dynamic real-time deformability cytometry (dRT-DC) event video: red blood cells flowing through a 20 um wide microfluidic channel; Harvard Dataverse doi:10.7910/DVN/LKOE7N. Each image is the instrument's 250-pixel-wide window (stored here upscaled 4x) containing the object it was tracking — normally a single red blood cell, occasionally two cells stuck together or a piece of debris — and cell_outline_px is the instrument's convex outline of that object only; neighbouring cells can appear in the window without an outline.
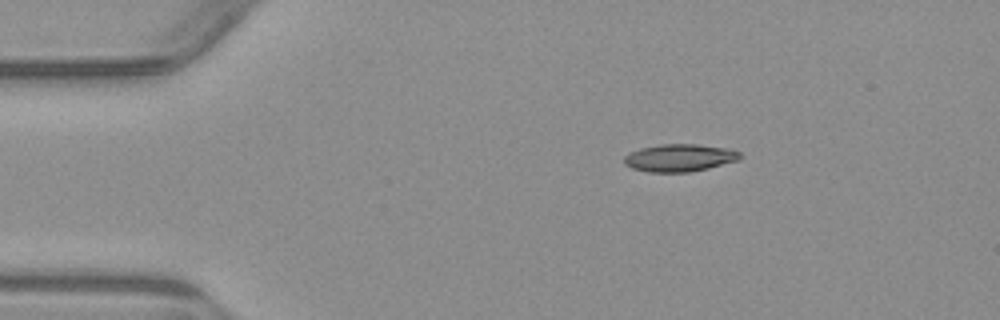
{"species": "common noctule bat (a hibernating species)", "species_latin": "Nyctalus noctula", "temperature_condition": "warm", "stored_images_in_passage": 4, "camera_frame_rate_fps": 3000, "um_per_image_px": 0.085, "animal": {"sex": "male", "body_mass_g": 23.1, "forearm_length_mm": 52.7}, "frame": {"image": 1, "passage_image": 1, "time_ms": 0.0, "image_size_px": [1000, 320], "cell_outline_px": [[744, 156], [740, 160], [708, 168], [688, 172], [648, 172], [632, 168], [624, 164], [624, 156], [640, 148], [660, 144], [696, 144], [732, 148], [740, 152]], "centroid_in_image_um": [57.82, 13.41], "position_along_channel_um": 27.2, "area_um2": 18.79}}
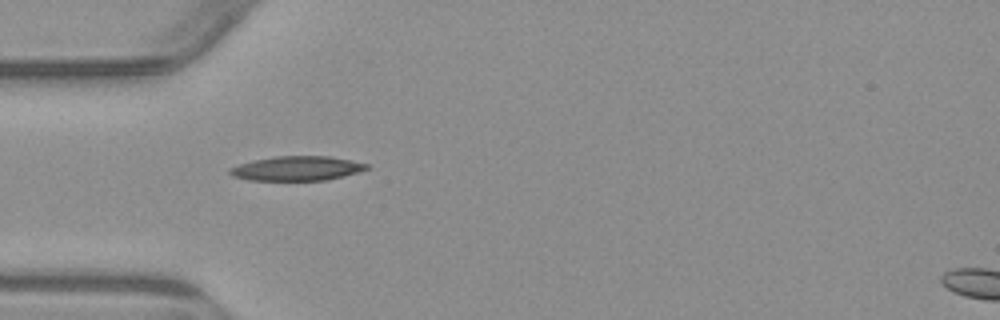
{"frame": {"image": 2, "passage_image": 3, "time_ms": 2.333, "image_size_px": [1000, 320], "cell_outline_px": [[368, 168], [344, 176], [324, 180], [248, 180], [232, 176], [228, 172], [228, 168], [252, 160], [276, 156], [328, 156], [368, 164]], "centroid_in_image_um": [25.16, 14.31], "position_along_channel_um": 59.8, "area_um2": 19.31}}
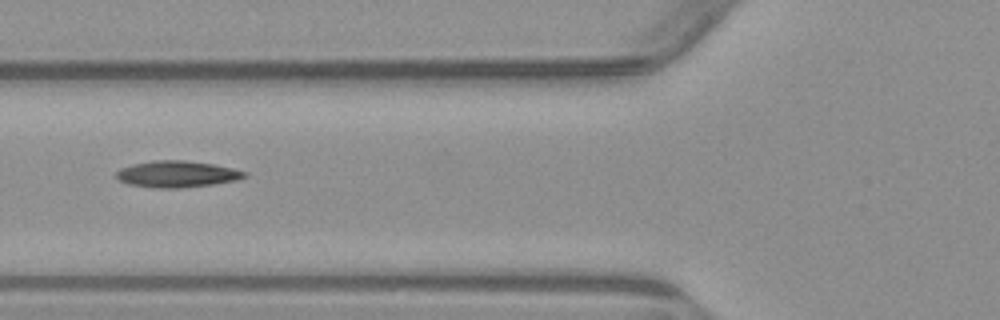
{"frame": {"image": 3, "passage_image": 4, "time_ms": 3.667, "image_size_px": [1000, 320], "cell_outline_px": [[248, 176], [236, 180], [212, 184], [180, 188], [156, 188], [128, 184], [120, 180], [116, 176], [116, 172], [120, 168], [132, 164], [152, 160], [184, 160], [212, 164], [232, 168], [248, 172]], "centroid_in_image_um": [15.04, 14.79], "position_along_channel_um": 110.8, "area_um2": 19.77}}